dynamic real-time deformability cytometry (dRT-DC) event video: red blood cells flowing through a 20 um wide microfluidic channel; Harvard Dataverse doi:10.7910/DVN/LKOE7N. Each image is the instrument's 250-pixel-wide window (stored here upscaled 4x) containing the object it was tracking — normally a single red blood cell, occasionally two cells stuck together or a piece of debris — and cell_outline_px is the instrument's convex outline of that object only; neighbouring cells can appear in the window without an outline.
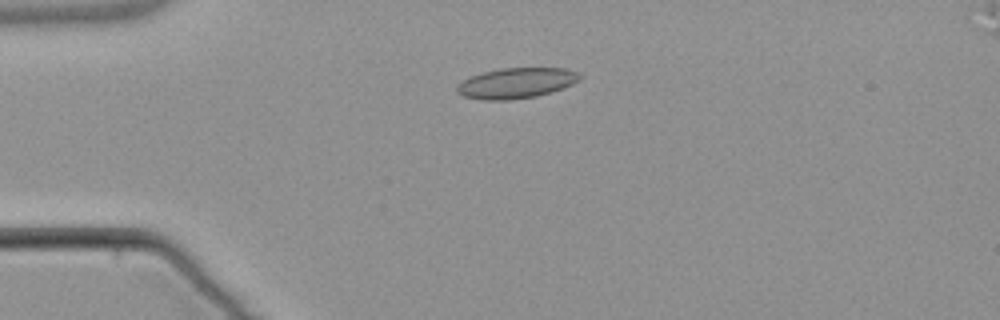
{"species": "common noctule bat (a hibernating species)", "species_latin": "Nyctalus noctula", "temperature_condition": "warm", "stored_images_in_passage": 5, "camera_frame_rate_fps": 3000, "um_per_image_px": 0.085, "animal": {"sex": "male", "body_mass_g": 21.5, "forearm_length_mm": 52.0}, "frame": {"image": 1, "passage_image": 3, "time_ms": 2.333, "image_size_px": [1000, 320], "cell_outline_px": [[584, 76], [580, 80], [564, 88], [536, 96], [508, 100], [484, 100], [464, 96], [456, 92], [456, 88], [464, 80], [472, 76], [484, 72], [500, 68], [564, 68], [580, 72]], "centroid_in_image_um": [43.95, 7.05], "position_along_channel_um": 41.1, "area_um2": 21.79}}
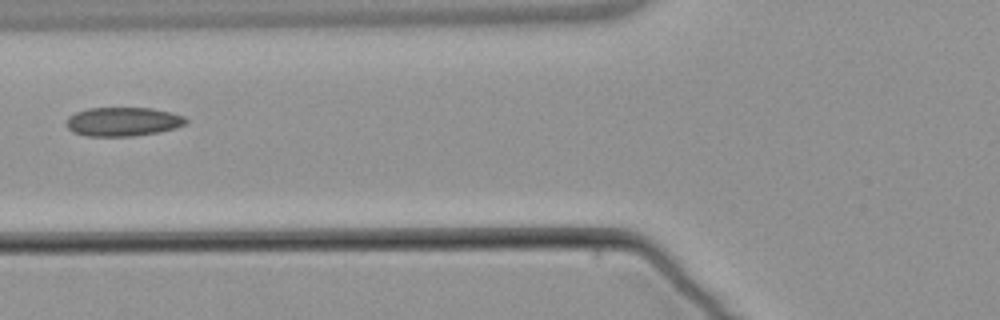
{"frame": {"image": 2, "passage_image": 5, "time_ms": 5.0, "image_size_px": [1000, 320], "cell_outline_px": [[188, 124], [176, 128], [160, 132], [132, 136], [88, 136], [72, 132], [64, 124], [68, 116], [76, 112], [88, 108], [152, 108], [172, 112], [184, 116], [188, 120]], "centroid_in_image_um": [10.47, 10.34], "position_along_channel_um": 115.3, "area_um2": 20.46}}